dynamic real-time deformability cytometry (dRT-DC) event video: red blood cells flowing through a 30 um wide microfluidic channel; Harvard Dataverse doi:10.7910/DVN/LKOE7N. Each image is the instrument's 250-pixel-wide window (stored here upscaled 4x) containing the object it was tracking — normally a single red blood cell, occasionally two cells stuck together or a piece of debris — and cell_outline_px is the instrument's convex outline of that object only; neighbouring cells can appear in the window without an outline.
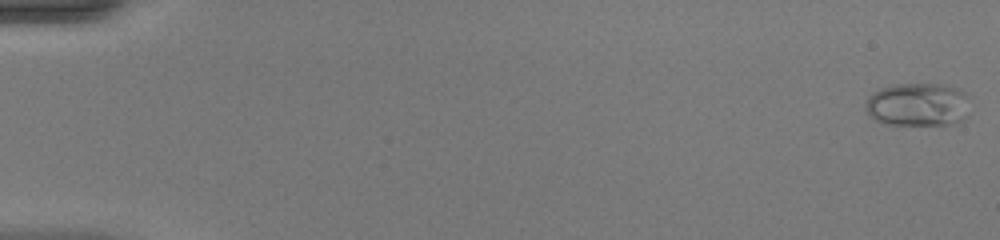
{"species": "common noctule bat (a hibernating species)", "species_latin": "Nyctalus noctula", "temperature_condition": "warm", "stored_images_in_passage": 42, "camera_frame_rate_fps": 3000, "um_per_image_px": 0.085, "animal": {"sex": "female", "body_mass_g": 20.0, "forearm_length_mm": 54.0}, "frame": {"image": 1, "passage_image": 1, "time_ms": 0.0, "image_size_px": [1000, 240], "cell_outline_px": [[968, 116], [964, 120], [948, 124], [884, 124], [876, 120], [864, 108], [864, 104], [868, 96], [880, 88], [896, 84], [952, 84], [964, 92], [968, 96]], "centroid_in_image_um": [78.04, 8.87], "position_along_channel_um": 7.0, "area_um2": 26.65}}
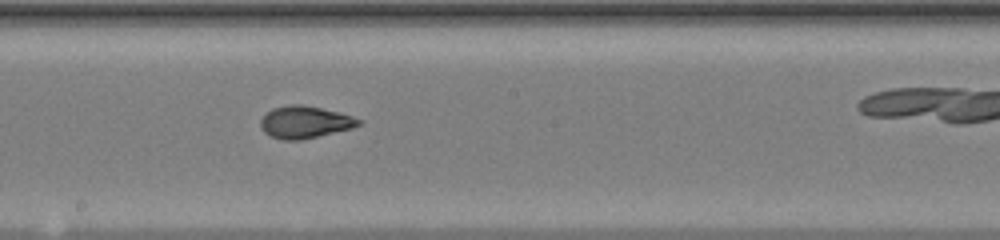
{"frame": {"image": 2, "passage_image": 29, "time_ms": 9.333, "image_size_px": [1000, 240], "cell_outline_px": [[364, 120], [360, 124], [352, 128], [300, 140], [280, 140], [264, 132], [260, 128], [260, 120], [272, 108], [288, 104], [300, 104], [340, 112]], "centroid_in_image_um": [25.91, 10.37], "position_along_channel_um": 222.3, "area_um2": 18.38}}
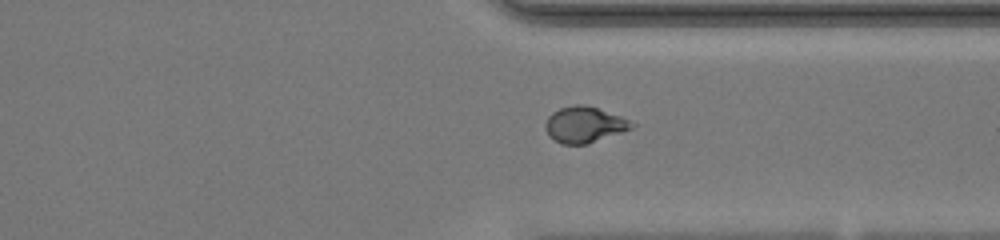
{"frame": {"image": 3, "passage_image": 39, "time_ms": 12.667, "image_size_px": [1000, 240], "cell_outline_px": [[636, 124], [632, 128], [588, 144], [560, 144], [548, 136], [544, 128], [544, 124], [548, 116], [552, 112], [560, 108], [576, 104], [584, 104], [620, 116]], "centroid_in_image_um": [49.62, 10.6], "position_along_channel_um": 361.8, "area_um2": 18.09}}